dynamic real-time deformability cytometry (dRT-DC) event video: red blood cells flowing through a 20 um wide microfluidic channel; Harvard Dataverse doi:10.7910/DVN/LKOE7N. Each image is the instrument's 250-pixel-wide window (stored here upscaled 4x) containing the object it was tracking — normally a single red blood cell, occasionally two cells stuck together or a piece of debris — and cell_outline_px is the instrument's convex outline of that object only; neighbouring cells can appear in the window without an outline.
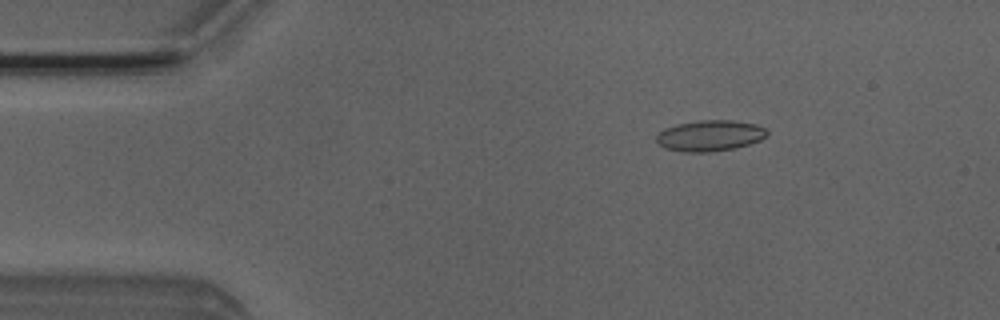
{"species": "Egyptian fruit bat (a non-hibernating species)", "species_latin": "Rousettus aegyptiacus", "temperature_condition": "room temperature", "stored_images_in_passage": 47, "segment_of_instrument_passage": [1, 2], "camera_frame_rate_fps": 3000, "um_per_image_px": 0.085, "animal": {"sex": "male"}, "frame": {"image": 1, "passage_image": 3, "time_ms": 0.667, "image_size_px": [1000, 320], "cell_outline_px": [[768, 136], [760, 140], [736, 148], [712, 152], [680, 152], [664, 148], [656, 140], [656, 136], [664, 128], [676, 124], [700, 120], [732, 120], [756, 124], [764, 128], [768, 132]], "centroid_in_image_um": [60.34, 11.53], "position_along_channel_um": 24.7, "area_um2": 20.11}}
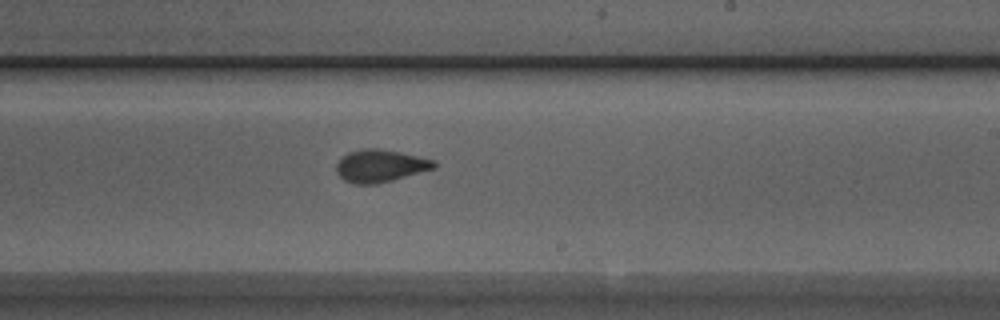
{"frame": {"image": 2, "passage_image": 25, "time_ms": 8.0, "image_size_px": [1000, 320], "cell_outline_px": [[436, 168], [392, 180], [376, 184], [352, 184], [344, 180], [336, 172], [336, 164], [340, 156], [348, 152], [364, 148], [376, 148], [400, 152], [436, 160]], "centroid_in_image_um": [32.3, 14.09], "position_along_channel_um": 256.7, "area_um2": 18.67}}
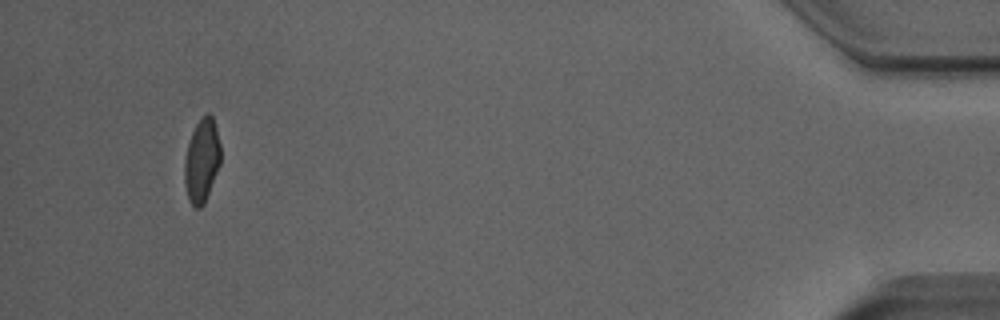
{"frame": {"image": 3, "passage_image": 43, "time_ms": 14.0, "image_size_px": [1000, 320], "cell_outline_px": [[220, 164], [204, 204], [200, 208], [196, 208], [188, 200], [184, 184], [184, 160], [188, 144], [192, 132], [196, 124], [208, 112], [212, 116], [216, 128], [220, 144]], "centroid_in_image_um": [17.14, 13.68], "position_along_channel_um": 418.1, "area_um2": 17.51}}